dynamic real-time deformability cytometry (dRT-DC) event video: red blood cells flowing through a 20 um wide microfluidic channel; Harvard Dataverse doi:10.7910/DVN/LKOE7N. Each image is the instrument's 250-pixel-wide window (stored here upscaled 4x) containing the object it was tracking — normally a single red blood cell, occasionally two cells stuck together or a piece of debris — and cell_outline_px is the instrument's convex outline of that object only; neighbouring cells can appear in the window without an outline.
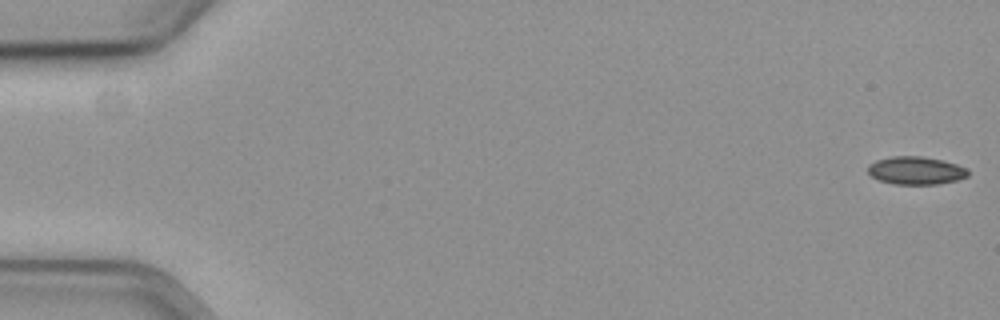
{"species": "common noctule bat (a hibernating species)", "species_latin": "Nyctalus noctula", "temperature_condition": "cold", "stored_images_in_passage": 59, "camera_frame_rate_fps": 3000, "um_per_image_px": 0.085, "animal": {"sex": "female", "body_mass_g": 19.3, "forearm_length_mm": 54.1}, "frame": {"image": 1, "passage_image": 1, "time_ms": 0.0, "image_size_px": [1000, 320], "cell_outline_px": [[968, 176], [956, 180], [936, 184], [892, 184], [880, 180], [872, 176], [868, 172], [868, 164], [876, 160], [892, 156], [920, 156], [944, 160], [968, 168]], "centroid_in_image_um": [77.85, 14.48], "position_along_channel_um": 7.2, "area_um2": 16.3}}
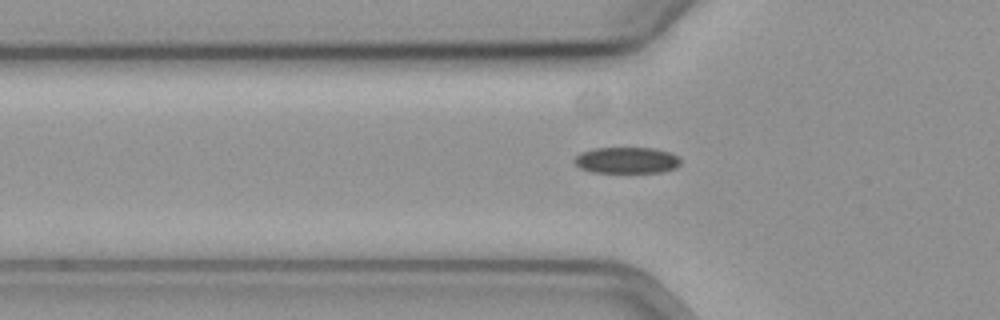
{"frame": {"image": 2, "passage_image": 20, "time_ms": 6.333, "image_size_px": [1000, 320], "cell_outline_px": [[680, 164], [676, 168], [660, 172], [592, 172], [580, 168], [572, 160], [580, 152], [596, 148], [656, 148], [672, 152], [680, 156]], "centroid_in_image_um": [53.3, 13.61], "position_along_channel_um": 72.5, "area_um2": 16.42}}
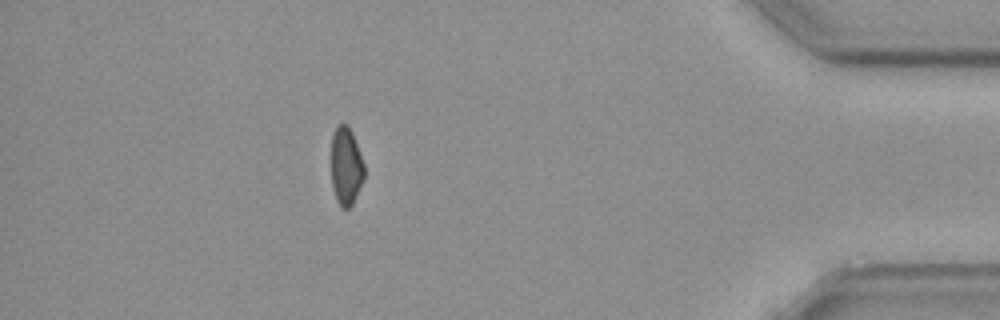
{"frame": {"image": 3, "passage_image": 52, "time_ms": 17.0, "image_size_px": [1000, 320], "cell_outline_px": [[364, 180], [352, 204], [348, 208], [340, 208], [336, 200], [332, 188], [332, 132], [336, 124], [348, 124], [352, 132], [364, 164]], "centroid_in_image_um": [29.4, 14.12], "position_along_channel_um": 405.8, "area_um2": 15.14}, "authors_computed_cell_mechanics": {"area_um2": 16.6464, "velocity_mm_per_s": 3.5892, "shape_relaxation_time_tau1_ms": 6.8287, "shape_relaxation_time_tau2_ms": 4.9532, "deformation_change_tau1": 0.1216, "deformation_change_tau2": 0.0908}}